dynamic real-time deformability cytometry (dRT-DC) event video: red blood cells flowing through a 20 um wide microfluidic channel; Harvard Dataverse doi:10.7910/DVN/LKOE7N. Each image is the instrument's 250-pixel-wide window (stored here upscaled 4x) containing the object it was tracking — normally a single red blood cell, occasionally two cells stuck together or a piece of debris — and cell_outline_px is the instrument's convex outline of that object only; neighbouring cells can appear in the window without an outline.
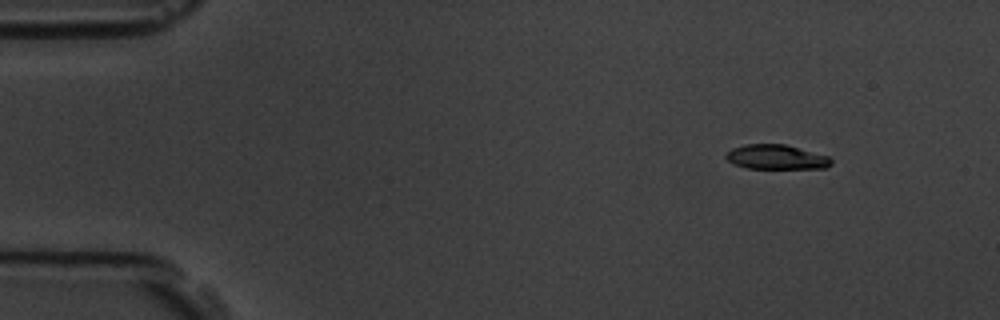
{"species": "common noctule bat (a hibernating species)", "species_latin": "Nyctalus noctula", "temperature_condition": "room temperature", "stored_images_in_passage": 7, "camera_frame_rate_fps": 3000, "um_per_image_px": 0.085, "animal": {"sex": "male", "body_mass_g": 19.5, "forearm_length_mm": 54.6}, "frame": {"image": 1, "passage_image": 2, "time_ms": 1.0, "image_size_px": [1000, 320], "cell_outline_px": [[832, 164], [824, 168], [748, 168], [732, 164], [724, 156], [724, 152], [732, 148], [744, 144], [784, 144], [828, 156], [832, 160]], "centroid_in_image_um": [65.92, 13.34], "position_along_channel_um": 19.1, "area_um2": 15.09}}
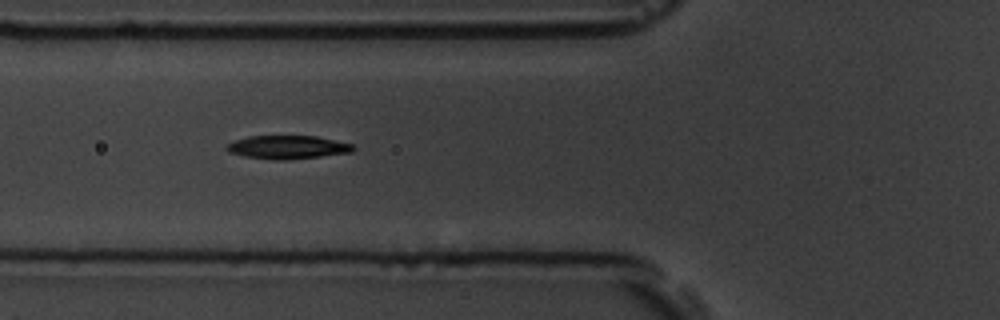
{"frame": {"image": 2, "passage_image": 6, "time_ms": 5.667, "image_size_px": [1000, 320], "cell_outline_px": [[356, 148], [352, 152], [288, 160], [276, 160], [244, 156], [228, 152], [224, 148], [228, 144], [236, 140], [248, 136], [316, 136], [352, 144]], "centroid_in_image_um": [24.43, 12.51], "position_along_channel_um": 101.4, "area_um2": 17.17}}
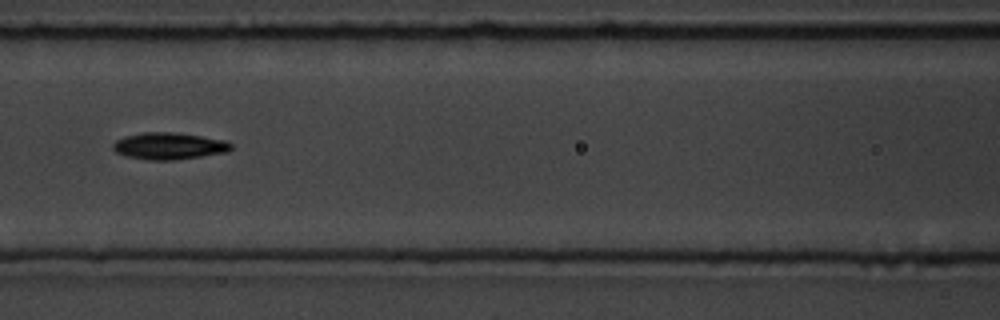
{"frame": {"image": 3, "passage_image": 7, "time_ms": 7.0, "image_size_px": [1000, 320], "cell_outline_px": [[232, 148], [228, 152], [172, 160], [148, 160], [124, 156], [116, 152], [112, 148], [112, 144], [116, 140], [124, 136], [144, 132], [176, 132], [228, 140], [232, 144]], "centroid_in_image_um": [14.36, 12.4], "position_along_channel_um": 152.2, "area_um2": 18.67}}